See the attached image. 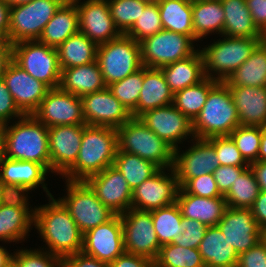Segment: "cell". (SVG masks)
Segmentation results:
<instances>
[{"instance_id": "obj_1", "label": "cell", "mask_w": 266, "mask_h": 267, "mask_svg": "<svg viewBox=\"0 0 266 267\" xmlns=\"http://www.w3.org/2000/svg\"><path fill=\"white\" fill-rule=\"evenodd\" d=\"M49 204L34 207V226L47 249L61 259L82 251L83 234L68 209L58 199L49 196Z\"/></svg>"}, {"instance_id": "obj_2", "label": "cell", "mask_w": 266, "mask_h": 267, "mask_svg": "<svg viewBox=\"0 0 266 267\" xmlns=\"http://www.w3.org/2000/svg\"><path fill=\"white\" fill-rule=\"evenodd\" d=\"M118 148L117 129L86 125L78 158L62 177L69 181H86L90 176L113 166Z\"/></svg>"}, {"instance_id": "obj_3", "label": "cell", "mask_w": 266, "mask_h": 267, "mask_svg": "<svg viewBox=\"0 0 266 267\" xmlns=\"http://www.w3.org/2000/svg\"><path fill=\"white\" fill-rule=\"evenodd\" d=\"M5 137V157L32 161L51 172L48 128L33 115H24L12 125L2 126Z\"/></svg>"}, {"instance_id": "obj_4", "label": "cell", "mask_w": 266, "mask_h": 267, "mask_svg": "<svg viewBox=\"0 0 266 267\" xmlns=\"http://www.w3.org/2000/svg\"><path fill=\"white\" fill-rule=\"evenodd\" d=\"M240 125L237 109L226 82L218 81L209 91L199 115L193 121L195 138L229 136Z\"/></svg>"}, {"instance_id": "obj_5", "label": "cell", "mask_w": 266, "mask_h": 267, "mask_svg": "<svg viewBox=\"0 0 266 267\" xmlns=\"http://www.w3.org/2000/svg\"><path fill=\"white\" fill-rule=\"evenodd\" d=\"M263 38L227 37L200 49L205 76L225 82L253 53Z\"/></svg>"}, {"instance_id": "obj_6", "label": "cell", "mask_w": 266, "mask_h": 267, "mask_svg": "<svg viewBox=\"0 0 266 267\" xmlns=\"http://www.w3.org/2000/svg\"><path fill=\"white\" fill-rule=\"evenodd\" d=\"M119 149L149 160L161 169L173 168L174 149L139 118H131L117 129Z\"/></svg>"}, {"instance_id": "obj_7", "label": "cell", "mask_w": 266, "mask_h": 267, "mask_svg": "<svg viewBox=\"0 0 266 267\" xmlns=\"http://www.w3.org/2000/svg\"><path fill=\"white\" fill-rule=\"evenodd\" d=\"M96 61L107 86L123 80L143 67L140 42L121 34L98 45Z\"/></svg>"}, {"instance_id": "obj_8", "label": "cell", "mask_w": 266, "mask_h": 267, "mask_svg": "<svg viewBox=\"0 0 266 267\" xmlns=\"http://www.w3.org/2000/svg\"><path fill=\"white\" fill-rule=\"evenodd\" d=\"M66 0H32L10 7L8 42L38 40L48 21Z\"/></svg>"}, {"instance_id": "obj_9", "label": "cell", "mask_w": 266, "mask_h": 267, "mask_svg": "<svg viewBox=\"0 0 266 267\" xmlns=\"http://www.w3.org/2000/svg\"><path fill=\"white\" fill-rule=\"evenodd\" d=\"M67 196L59 198L82 234L111 220L116 214L107 208L85 181L66 180Z\"/></svg>"}, {"instance_id": "obj_10", "label": "cell", "mask_w": 266, "mask_h": 267, "mask_svg": "<svg viewBox=\"0 0 266 267\" xmlns=\"http://www.w3.org/2000/svg\"><path fill=\"white\" fill-rule=\"evenodd\" d=\"M13 61L50 89L58 88L61 68L57 48L39 42L22 41L12 45Z\"/></svg>"}, {"instance_id": "obj_11", "label": "cell", "mask_w": 266, "mask_h": 267, "mask_svg": "<svg viewBox=\"0 0 266 267\" xmlns=\"http://www.w3.org/2000/svg\"><path fill=\"white\" fill-rule=\"evenodd\" d=\"M195 42L190 36L162 29L140 41L144 67L158 68L193 55Z\"/></svg>"}, {"instance_id": "obj_12", "label": "cell", "mask_w": 266, "mask_h": 267, "mask_svg": "<svg viewBox=\"0 0 266 267\" xmlns=\"http://www.w3.org/2000/svg\"><path fill=\"white\" fill-rule=\"evenodd\" d=\"M125 252L155 260L160 250L151 211L130 208L121 214Z\"/></svg>"}, {"instance_id": "obj_13", "label": "cell", "mask_w": 266, "mask_h": 267, "mask_svg": "<svg viewBox=\"0 0 266 267\" xmlns=\"http://www.w3.org/2000/svg\"><path fill=\"white\" fill-rule=\"evenodd\" d=\"M32 115L47 128L58 125H85L81 98L59 87L48 91Z\"/></svg>"}, {"instance_id": "obj_14", "label": "cell", "mask_w": 266, "mask_h": 267, "mask_svg": "<svg viewBox=\"0 0 266 267\" xmlns=\"http://www.w3.org/2000/svg\"><path fill=\"white\" fill-rule=\"evenodd\" d=\"M138 118L174 150L187 136L193 138L191 141L195 138L193 122L173 104L148 110Z\"/></svg>"}, {"instance_id": "obj_15", "label": "cell", "mask_w": 266, "mask_h": 267, "mask_svg": "<svg viewBox=\"0 0 266 267\" xmlns=\"http://www.w3.org/2000/svg\"><path fill=\"white\" fill-rule=\"evenodd\" d=\"M165 170L171 171V174ZM179 188L173 168L160 169L132 191L131 208L152 211L171 205L176 202Z\"/></svg>"}, {"instance_id": "obj_16", "label": "cell", "mask_w": 266, "mask_h": 267, "mask_svg": "<svg viewBox=\"0 0 266 267\" xmlns=\"http://www.w3.org/2000/svg\"><path fill=\"white\" fill-rule=\"evenodd\" d=\"M85 125L118 129L132 118V114L107 88L80 97Z\"/></svg>"}, {"instance_id": "obj_17", "label": "cell", "mask_w": 266, "mask_h": 267, "mask_svg": "<svg viewBox=\"0 0 266 267\" xmlns=\"http://www.w3.org/2000/svg\"><path fill=\"white\" fill-rule=\"evenodd\" d=\"M196 141L188 150L180 153L174 150V164L179 187L189 179L212 173L220 166L213 145L207 139L194 138Z\"/></svg>"}, {"instance_id": "obj_18", "label": "cell", "mask_w": 266, "mask_h": 267, "mask_svg": "<svg viewBox=\"0 0 266 267\" xmlns=\"http://www.w3.org/2000/svg\"><path fill=\"white\" fill-rule=\"evenodd\" d=\"M217 226L238 256L262 240V231L251 208L227 207Z\"/></svg>"}, {"instance_id": "obj_19", "label": "cell", "mask_w": 266, "mask_h": 267, "mask_svg": "<svg viewBox=\"0 0 266 267\" xmlns=\"http://www.w3.org/2000/svg\"><path fill=\"white\" fill-rule=\"evenodd\" d=\"M86 125H58L48 128L51 172L64 175L76 162Z\"/></svg>"}, {"instance_id": "obj_20", "label": "cell", "mask_w": 266, "mask_h": 267, "mask_svg": "<svg viewBox=\"0 0 266 267\" xmlns=\"http://www.w3.org/2000/svg\"><path fill=\"white\" fill-rule=\"evenodd\" d=\"M82 252L108 264L124 253L121 216L84 233Z\"/></svg>"}, {"instance_id": "obj_21", "label": "cell", "mask_w": 266, "mask_h": 267, "mask_svg": "<svg viewBox=\"0 0 266 267\" xmlns=\"http://www.w3.org/2000/svg\"><path fill=\"white\" fill-rule=\"evenodd\" d=\"M85 182L96 193L97 198L116 215H121L131 208L132 190L115 166L105 168Z\"/></svg>"}, {"instance_id": "obj_22", "label": "cell", "mask_w": 266, "mask_h": 267, "mask_svg": "<svg viewBox=\"0 0 266 267\" xmlns=\"http://www.w3.org/2000/svg\"><path fill=\"white\" fill-rule=\"evenodd\" d=\"M73 1L78 9L79 31L94 43L101 45L121 35L114 25L107 0Z\"/></svg>"}, {"instance_id": "obj_23", "label": "cell", "mask_w": 266, "mask_h": 267, "mask_svg": "<svg viewBox=\"0 0 266 267\" xmlns=\"http://www.w3.org/2000/svg\"><path fill=\"white\" fill-rule=\"evenodd\" d=\"M16 106L24 115H32L45 98L50 88L33 78L14 61L2 76Z\"/></svg>"}, {"instance_id": "obj_24", "label": "cell", "mask_w": 266, "mask_h": 267, "mask_svg": "<svg viewBox=\"0 0 266 267\" xmlns=\"http://www.w3.org/2000/svg\"><path fill=\"white\" fill-rule=\"evenodd\" d=\"M176 203L184 218L195 219L200 223L217 226L227 208L224 197L205 198L185 193L179 188Z\"/></svg>"}, {"instance_id": "obj_25", "label": "cell", "mask_w": 266, "mask_h": 267, "mask_svg": "<svg viewBox=\"0 0 266 267\" xmlns=\"http://www.w3.org/2000/svg\"><path fill=\"white\" fill-rule=\"evenodd\" d=\"M237 109L240 125L263 126L266 123V86H228Z\"/></svg>"}, {"instance_id": "obj_26", "label": "cell", "mask_w": 266, "mask_h": 267, "mask_svg": "<svg viewBox=\"0 0 266 267\" xmlns=\"http://www.w3.org/2000/svg\"><path fill=\"white\" fill-rule=\"evenodd\" d=\"M59 88L76 96L98 92L107 85L97 61L61 70Z\"/></svg>"}, {"instance_id": "obj_27", "label": "cell", "mask_w": 266, "mask_h": 267, "mask_svg": "<svg viewBox=\"0 0 266 267\" xmlns=\"http://www.w3.org/2000/svg\"><path fill=\"white\" fill-rule=\"evenodd\" d=\"M77 32H79L77 5L73 0H66L48 21L38 41L58 48L67 38Z\"/></svg>"}, {"instance_id": "obj_28", "label": "cell", "mask_w": 266, "mask_h": 267, "mask_svg": "<svg viewBox=\"0 0 266 267\" xmlns=\"http://www.w3.org/2000/svg\"><path fill=\"white\" fill-rule=\"evenodd\" d=\"M48 171L41 165L32 161L13 160L5 157L0 164V177L4 184H14L34 190L39 185L52 196L46 187L45 178Z\"/></svg>"}, {"instance_id": "obj_29", "label": "cell", "mask_w": 266, "mask_h": 267, "mask_svg": "<svg viewBox=\"0 0 266 267\" xmlns=\"http://www.w3.org/2000/svg\"><path fill=\"white\" fill-rule=\"evenodd\" d=\"M174 93L161 69L144 67V81L137 104V118L144 112L173 103Z\"/></svg>"}, {"instance_id": "obj_30", "label": "cell", "mask_w": 266, "mask_h": 267, "mask_svg": "<svg viewBox=\"0 0 266 267\" xmlns=\"http://www.w3.org/2000/svg\"><path fill=\"white\" fill-rule=\"evenodd\" d=\"M199 252L205 267H235L238 254L218 226L207 228Z\"/></svg>"}, {"instance_id": "obj_31", "label": "cell", "mask_w": 266, "mask_h": 267, "mask_svg": "<svg viewBox=\"0 0 266 267\" xmlns=\"http://www.w3.org/2000/svg\"><path fill=\"white\" fill-rule=\"evenodd\" d=\"M160 69L173 93L195 85L206 77L203 58L199 49L193 55L165 65Z\"/></svg>"}, {"instance_id": "obj_32", "label": "cell", "mask_w": 266, "mask_h": 267, "mask_svg": "<svg viewBox=\"0 0 266 267\" xmlns=\"http://www.w3.org/2000/svg\"><path fill=\"white\" fill-rule=\"evenodd\" d=\"M225 21L223 36L263 38L253 22L246 0H221Z\"/></svg>"}, {"instance_id": "obj_33", "label": "cell", "mask_w": 266, "mask_h": 267, "mask_svg": "<svg viewBox=\"0 0 266 267\" xmlns=\"http://www.w3.org/2000/svg\"><path fill=\"white\" fill-rule=\"evenodd\" d=\"M224 21L221 0H192L194 41L214 32L223 35Z\"/></svg>"}, {"instance_id": "obj_34", "label": "cell", "mask_w": 266, "mask_h": 267, "mask_svg": "<svg viewBox=\"0 0 266 267\" xmlns=\"http://www.w3.org/2000/svg\"><path fill=\"white\" fill-rule=\"evenodd\" d=\"M97 49L98 45L82 32L71 35L57 48L61 70L93 63Z\"/></svg>"}, {"instance_id": "obj_35", "label": "cell", "mask_w": 266, "mask_h": 267, "mask_svg": "<svg viewBox=\"0 0 266 267\" xmlns=\"http://www.w3.org/2000/svg\"><path fill=\"white\" fill-rule=\"evenodd\" d=\"M30 210V211H29ZM35 209L0 206V241H25L34 225ZM32 225V226H31Z\"/></svg>"}, {"instance_id": "obj_36", "label": "cell", "mask_w": 266, "mask_h": 267, "mask_svg": "<svg viewBox=\"0 0 266 267\" xmlns=\"http://www.w3.org/2000/svg\"><path fill=\"white\" fill-rule=\"evenodd\" d=\"M158 7L164 30L185 34L194 40L192 0H162Z\"/></svg>"}, {"instance_id": "obj_37", "label": "cell", "mask_w": 266, "mask_h": 267, "mask_svg": "<svg viewBox=\"0 0 266 267\" xmlns=\"http://www.w3.org/2000/svg\"><path fill=\"white\" fill-rule=\"evenodd\" d=\"M225 82L228 86H266V43L262 41Z\"/></svg>"}, {"instance_id": "obj_38", "label": "cell", "mask_w": 266, "mask_h": 267, "mask_svg": "<svg viewBox=\"0 0 266 267\" xmlns=\"http://www.w3.org/2000/svg\"><path fill=\"white\" fill-rule=\"evenodd\" d=\"M113 166L122 173L132 191L161 169L155 163L119 148Z\"/></svg>"}, {"instance_id": "obj_39", "label": "cell", "mask_w": 266, "mask_h": 267, "mask_svg": "<svg viewBox=\"0 0 266 267\" xmlns=\"http://www.w3.org/2000/svg\"><path fill=\"white\" fill-rule=\"evenodd\" d=\"M217 82L205 77L199 83L174 93L173 106L193 122L203 108L210 89Z\"/></svg>"}, {"instance_id": "obj_40", "label": "cell", "mask_w": 266, "mask_h": 267, "mask_svg": "<svg viewBox=\"0 0 266 267\" xmlns=\"http://www.w3.org/2000/svg\"><path fill=\"white\" fill-rule=\"evenodd\" d=\"M154 229L161 246L170 244L184 231L182 214L177 203L151 211Z\"/></svg>"}, {"instance_id": "obj_41", "label": "cell", "mask_w": 266, "mask_h": 267, "mask_svg": "<svg viewBox=\"0 0 266 267\" xmlns=\"http://www.w3.org/2000/svg\"><path fill=\"white\" fill-rule=\"evenodd\" d=\"M260 192L258 183L250 167L233 182L224 195L227 207L251 208Z\"/></svg>"}, {"instance_id": "obj_42", "label": "cell", "mask_w": 266, "mask_h": 267, "mask_svg": "<svg viewBox=\"0 0 266 267\" xmlns=\"http://www.w3.org/2000/svg\"><path fill=\"white\" fill-rule=\"evenodd\" d=\"M154 267H205L199 249L166 244L160 247Z\"/></svg>"}, {"instance_id": "obj_43", "label": "cell", "mask_w": 266, "mask_h": 267, "mask_svg": "<svg viewBox=\"0 0 266 267\" xmlns=\"http://www.w3.org/2000/svg\"><path fill=\"white\" fill-rule=\"evenodd\" d=\"M144 81V66L123 80L108 85V89L125 108L137 118V104Z\"/></svg>"}, {"instance_id": "obj_44", "label": "cell", "mask_w": 266, "mask_h": 267, "mask_svg": "<svg viewBox=\"0 0 266 267\" xmlns=\"http://www.w3.org/2000/svg\"><path fill=\"white\" fill-rule=\"evenodd\" d=\"M263 132L262 126L239 125L229 135L249 165L258 161Z\"/></svg>"}, {"instance_id": "obj_45", "label": "cell", "mask_w": 266, "mask_h": 267, "mask_svg": "<svg viewBox=\"0 0 266 267\" xmlns=\"http://www.w3.org/2000/svg\"><path fill=\"white\" fill-rule=\"evenodd\" d=\"M115 27L125 34L135 23L148 2L144 0H107Z\"/></svg>"}, {"instance_id": "obj_46", "label": "cell", "mask_w": 266, "mask_h": 267, "mask_svg": "<svg viewBox=\"0 0 266 267\" xmlns=\"http://www.w3.org/2000/svg\"><path fill=\"white\" fill-rule=\"evenodd\" d=\"M163 29L158 3H148L141 10L139 18L133 26L125 33L126 36L140 42L144 38L154 35Z\"/></svg>"}, {"instance_id": "obj_47", "label": "cell", "mask_w": 266, "mask_h": 267, "mask_svg": "<svg viewBox=\"0 0 266 267\" xmlns=\"http://www.w3.org/2000/svg\"><path fill=\"white\" fill-rule=\"evenodd\" d=\"M41 249L17 250L12 261L17 267H62V259L49 251ZM43 250V251H42Z\"/></svg>"}, {"instance_id": "obj_48", "label": "cell", "mask_w": 266, "mask_h": 267, "mask_svg": "<svg viewBox=\"0 0 266 267\" xmlns=\"http://www.w3.org/2000/svg\"><path fill=\"white\" fill-rule=\"evenodd\" d=\"M207 140L213 145L220 166H249L230 136H215Z\"/></svg>"}, {"instance_id": "obj_49", "label": "cell", "mask_w": 266, "mask_h": 267, "mask_svg": "<svg viewBox=\"0 0 266 267\" xmlns=\"http://www.w3.org/2000/svg\"><path fill=\"white\" fill-rule=\"evenodd\" d=\"M181 226L184 231L172 241V244L198 249L208 227L198 220L184 217L182 218Z\"/></svg>"}, {"instance_id": "obj_50", "label": "cell", "mask_w": 266, "mask_h": 267, "mask_svg": "<svg viewBox=\"0 0 266 267\" xmlns=\"http://www.w3.org/2000/svg\"><path fill=\"white\" fill-rule=\"evenodd\" d=\"M185 193H189L198 197L214 198L224 197L216 184L212 173L189 179L182 187Z\"/></svg>"}, {"instance_id": "obj_51", "label": "cell", "mask_w": 266, "mask_h": 267, "mask_svg": "<svg viewBox=\"0 0 266 267\" xmlns=\"http://www.w3.org/2000/svg\"><path fill=\"white\" fill-rule=\"evenodd\" d=\"M24 114L16 106L3 78H0V126L8 124L13 117L20 119Z\"/></svg>"}, {"instance_id": "obj_52", "label": "cell", "mask_w": 266, "mask_h": 267, "mask_svg": "<svg viewBox=\"0 0 266 267\" xmlns=\"http://www.w3.org/2000/svg\"><path fill=\"white\" fill-rule=\"evenodd\" d=\"M249 166H219L214 172V179L220 193L224 196L238 178Z\"/></svg>"}, {"instance_id": "obj_53", "label": "cell", "mask_w": 266, "mask_h": 267, "mask_svg": "<svg viewBox=\"0 0 266 267\" xmlns=\"http://www.w3.org/2000/svg\"><path fill=\"white\" fill-rule=\"evenodd\" d=\"M30 190L21 185L4 184L1 195V205L14 208H29V203L25 194Z\"/></svg>"}, {"instance_id": "obj_54", "label": "cell", "mask_w": 266, "mask_h": 267, "mask_svg": "<svg viewBox=\"0 0 266 267\" xmlns=\"http://www.w3.org/2000/svg\"><path fill=\"white\" fill-rule=\"evenodd\" d=\"M237 267H266V242L262 239L238 256Z\"/></svg>"}, {"instance_id": "obj_55", "label": "cell", "mask_w": 266, "mask_h": 267, "mask_svg": "<svg viewBox=\"0 0 266 267\" xmlns=\"http://www.w3.org/2000/svg\"><path fill=\"white\" fill-rule=\"evenodd\" d=\"M62 267H109V264L81 251L62 258Z\"/></svg>"}, {"instance_id": "obj_56", "label": "cell", "mask_w": 266, "mask_h": 267, "mask_svg": "<svg viewBox=\"0 0 266 267\" xmlns=\"http://www.w3.org/2000/svg\"><path fill=\"white\" fill-rule=\"evenodd\" d=\"M109 267H154V261L143 256L124 252L109 263Z\"/></svg>"}, {"instance_id": "obj_57", "label": "cell", "mask_w": 266, "mask_h": 267, "mask_svg": "<svg viewBox=\"0 0 266 267\" xmlns=\"http://www.w3.org/2000/svg\"><path fill=\"white\" fill-rule=\"evenodd\" d=\"M253 22L258 30L266 32V0H246Z\"/></svg>"}, {"instance_id": "obj_58", "label": "cell", "mask_w": 266, "mask_h": 267, "mask_svg": "<svg viewBox=\"0 0 266 267\" xmlns=\"http://www.w3.org/2000/svg\"><path fill=\"white\" fill-rule=\"evenodd\" d=\"M251 210L254 219L263 232L266 229V192L260 190Z\"/></svg>"}, {"instance_id": "obj_59", "label": "cell", "mask_w": 266, "mask_h": 267, "mask_svg": "<svg viewBox=\"0 0 266 267\" xmlns=\"http://www.w3.org/2000/svg\"><path fill=\"white\" fill-rule=\"evenodd\" d=\"M255 179L258 183L259 189L266 192V161H256L249 165Z\"/></svg>"}, {"instance_id": "obj_60", "label": "cell", "mask_w": 266, "mask_h": 267, "mask_svg": "<svg viewBox=\"0 0 266 267\" xmlns=\"http://www.w3.org/2000/svg\"><path fill=\"white\" fill-rule=\"evenodd\" d=\"M9 16L10 6L4 0H0V33L7 41L9 34Z\"/></svg>"}, {"instance_id": "obj_61", "label": "cell", "mask_w": 266, "mask_h": 267, "mask_svg": "<svg viewBox=\"0 0 266 267\" xmlns=\"http://www.w3.org/2000/svg\"><path fill=\"white\" fill-rule=\"evenodd\" d=\"M13 61L12 44L7 42L0 48V78H2L9 64Z\"/></svg>"}, {"instance_id": "obj_62", "label": "cell", "mask_w": 266, "mask_h": 267, "mask_svg": "<svg viewBox=\"0 0 266 267\" xmlns=\"http://www.w3.org/2000/svg\"><path fill=\"white\" fill-rule=\"evenodd\" d=\"M12 259V253L10 254L5 247L0 246V267H6Z\"/></svg>"}, {"instance_id": "obj_63", "label": "cell", "mask_w": 266, "mask_h": 267, "mask_svg": "<svg viewBox=\"0 0 266 267\" xmlns=\"http://www.w3.org/2000/svg\"><path fill=\"white\" fill-rule=\"evenodd\" d=\"M259 161H266V134L263 132L258 153Z\"/></svg>"}, {"instance_id": "obj_64", "label": "cell", "mask_w": 266, "mask_h": 267, "mask_svg": "<svg viewBox=\"0 0 266 267\" xmlns=\"http://www.w3.org/2000/svg\"><path fill=\"white\" fill-rule=\"evenodd\" d=\"M5 158V137L3 134L2 126H0V164Z\"/></svg>"}, {"instance_id": "obj_65", "label": "cell", "mask_w": 266, "mask_h": 267, "mask_svg": "<svg viewBox=\"0 0 266 267\" xmlns=\"http://www.w3.org/2000/svg\"><path fill=\"white\" fill-rule=\"evenodd\" d=\"M10 7L11 6H16L24 3H29L32 0H4Z\"/></svg>"}, {"instance_id": "obj_66", "label": "cell", "mask_w": 266, "mask_h": 267, "mask_svg": "<svg viewBox=\"0 0 266 267\" xmlns=\"http://www.w3.org/2000/svg\"><path fill=\"white\" fill-rule=\"evenodd\" d=\"M7 42V39L0 33V48H2Z\"/></svg>"}, {"instance_id": "obj_67", "label": "cell", "mask_w": 266, "mask_h": 267, "mask_svg": "<svg viewBox=\"0 0 266 267\" xmlns=\"http://www.w3.org/2000/svg\"><path fill=\"white\" fill-rule=\"evenodd\" d=\"M4 182L0 177V206H1V195H2V188H3Z\"/></svg>"}, {"instance_id": "obj_68", "label": "cell", "mask_w": 266, "mask_h": 267, "mask_svg": "<svg viewBox=\"0 0 266 267\" xmlns=\"http://www.w3.org/2000/svg\"><path fill=\"white\" fill-rule=\"evenodd\" d=\"M145 2H148V3H159L161 2L162 0H144Z\"/></svg>"}, {"instance_id": "obj_69", "label": "cell", "mask_w": 266, "mask_h": 267, "mask_svg": "<svg viewBox=\"0 0 266 267\" xmlns=\"http://www.w3.org/2000/svg\"><path fill=\"white\" fill-rule=\"evenodd\" d=\"M6 267H17V265L11 261Z\"/></svg>"}, {"instance_id": "obj_70", "label": "cell", "mask_w": 266, "mask_h": 267, "mask_svg": "<svg viewBox=\"0 0 266 267\" xmlns=\"http://www.w3.org/2000/svg\"><path fill=\"white\" fill-rule=\"evenodd\" d=\"M262 239L266 242V229L262 232Z\"/></svg>"}, {"instance_id": "obj_71", "label": "cell", "mask_w": 266, "mask_h": 267, "mask_svg": "<svg viewBox=\"0 0 266 267\" xmlns=\"http://www.w3.org/2000/svg\"><path fill=\"white\" fill-rule=\"evenodd\" d=\"M263 42L266 43V32L263 34Z\"/></svg>"}, {"instance_id": "obj_72", "label": "cell", "mask_w": 266, "mask_h": 267, "mask_svg": "<svg viewBox=\"0 0 266 267\" xmlns=\"http://www.w3.org/2000/svg\"><path fill=\"white\" fill-rule=\"evenodd\" d=\"M262 127H263V130H264V133L266 134V123Z\"/></svg>"}]
</instances>
